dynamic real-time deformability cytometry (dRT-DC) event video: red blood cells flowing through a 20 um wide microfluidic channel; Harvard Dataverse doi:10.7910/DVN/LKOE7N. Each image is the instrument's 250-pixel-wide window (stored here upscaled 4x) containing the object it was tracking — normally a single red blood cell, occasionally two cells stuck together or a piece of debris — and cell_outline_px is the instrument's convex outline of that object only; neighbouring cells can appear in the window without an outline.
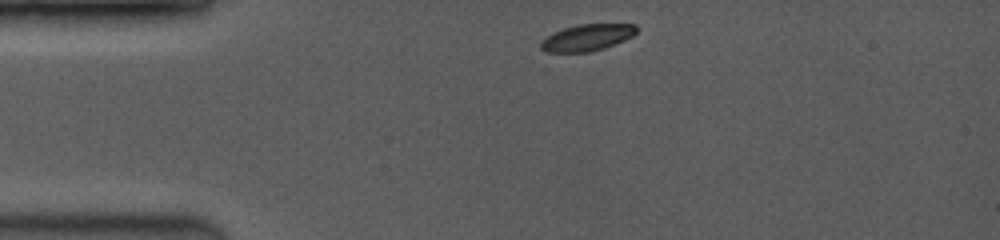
{"species": "common noctule bat (a hibernating species)", "species_latin": "Nyctalus noctula", "temperature_condition": "room temperature", "stored_images_in_passage": 31, "camera_frame_rate_fps": 3500, "um_per_image_px": 0.085, "animal": {"sex": "female", "body_mass_g": 19.0, "forearm_length_mm": 53.3}, "frame": {"image": 1, "passage_image": 1, "time_ms": 0.0, "image_size_px": [1000, 240], "cell_outline_px": [[636, 32], [632, 36], [624, 40], [604, 48], [588, 52], [544, 52], [540, 48], [540, 44], [548, 36], [564, 28], [580, 24], [636, 24]], "centroid_in_image_um": [49.91, 3.2], "position_along_channel_um": 35.1, "area_um2": 14.57}}
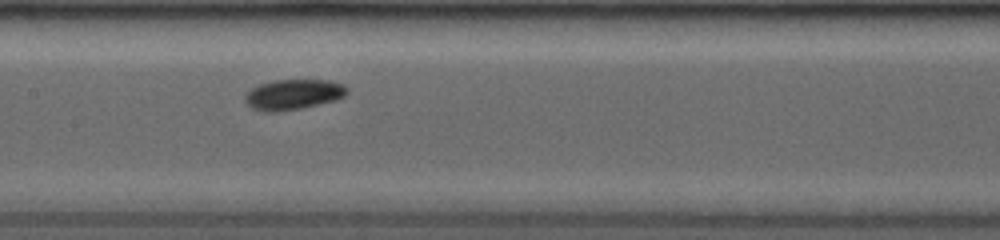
{"frame": {"image": 2, "passage_image": 13, "time_ms": 4.571, "image_size_px": [1000, 240], "cell_outline_px": [[348, 92], [344, 96], [336, 100], [300, 108], [276, 112], [264, 112], [252, 108], [244, 100], [244, 96], [252, 88], [260, 84], [276, 80], [328, 80], [344, 84], [348, 88]], "centroid_in_image_um": [24.94, 8.03], "position_along_channel_um": 182.5, "area_um2": 17.98}}
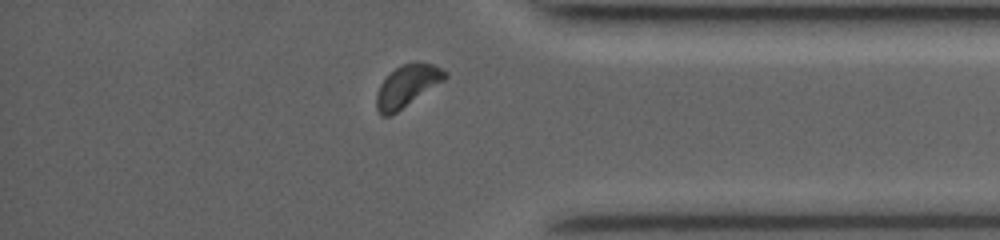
{"frame": {"image": 3, "passage_image": 27, "time_ms": 10.0, "image_size_px": [1000, 240], "cell_outline_px": [[448, 76], [444, 80], [392, 116], [380, 116], [376, 108], [376, 92], [380, 84], [396, 68], [404, 64], [416, 60], [432, 64], [448, 72]], "centroid_in_image_um": [34.6, 7.31], "position_along_channel_um": 400.6, "area_um2": 16.82}, "authors_computed_cell_mechanics": {"area_um2": 17.1088, "velocity_mm_per_s": 4.0836, "shape_relaxation_time_tau1_ms": 1.2383, "shape_relaxation_time_tau2_ms": null, "deformation_change_tau1": 0.0425, "deformation_change_tau2": null}}